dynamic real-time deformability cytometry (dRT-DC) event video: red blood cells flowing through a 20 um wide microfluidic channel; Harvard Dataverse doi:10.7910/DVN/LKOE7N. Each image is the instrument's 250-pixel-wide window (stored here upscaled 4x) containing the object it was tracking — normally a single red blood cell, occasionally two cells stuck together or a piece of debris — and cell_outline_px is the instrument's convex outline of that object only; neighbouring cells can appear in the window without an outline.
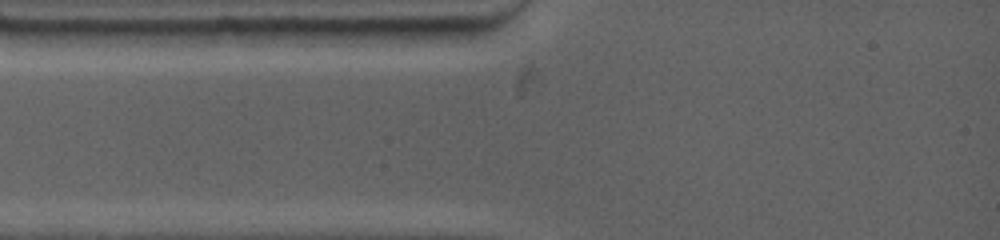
{"species": "common noctule bat (a hibernating species)", "species_latin": "Nyctalus noctula", "temperature_condition": "warm", "stored_images_in_passage": 2, "camera_frame_rate_fps": 4500, "um_per_image_px": 0.085, "animal": {"sex": "female", "body_mass_g": 19.0, "forearm_length_mm": 53.3}, "frame": {"image": 1, "passage_image": 1, "time_ms": 0.0, "image_size_px": [1000, 240], "cell_outline_px": [[164, 32], [128, 44], [64, 44], [36, 32], [32, 28], [148, 28]], "centroid_in_image_um": [8.27, 2.99], "position_along_channel_um": 76.7, "area_um2": 11.85}}